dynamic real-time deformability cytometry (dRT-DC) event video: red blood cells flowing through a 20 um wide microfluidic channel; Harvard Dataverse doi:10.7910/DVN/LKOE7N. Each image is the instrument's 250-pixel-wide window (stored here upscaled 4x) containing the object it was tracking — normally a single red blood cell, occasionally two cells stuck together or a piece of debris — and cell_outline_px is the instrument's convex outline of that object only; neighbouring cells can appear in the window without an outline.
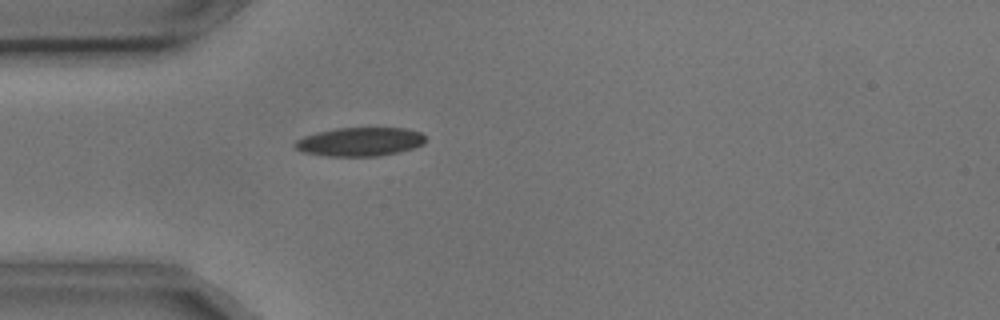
{"species": "common noctule bat (a hibernating species)", "species_latin": "Nyctalus noctula", "temperature_condition": "cold", "stored_images_in_passage": 4, "camera_frame_rate_fps": 3000, "um_per_image_px": 0.085, "animal": {"sex": "male", "body_mass_g": 17.9, "forearm_length_mm": 54.2}, "frame": {"image": 1, "passage_image": 4, "time_ms": 1.0, "image_size_px": [1000, 320], "cell_outline_px": [[424, 144], [400, 152], [380, 156], [328, 156], [300, 152], [292, 144], [296, 140], [304, 136], [316, 132], [336, 128], [404, 128], [420, 132], [424, 136]], "centroid_in_image_um": [30.55, 12.05], "position_along_channel_um": 54.4, "area_um2": 21.96}}